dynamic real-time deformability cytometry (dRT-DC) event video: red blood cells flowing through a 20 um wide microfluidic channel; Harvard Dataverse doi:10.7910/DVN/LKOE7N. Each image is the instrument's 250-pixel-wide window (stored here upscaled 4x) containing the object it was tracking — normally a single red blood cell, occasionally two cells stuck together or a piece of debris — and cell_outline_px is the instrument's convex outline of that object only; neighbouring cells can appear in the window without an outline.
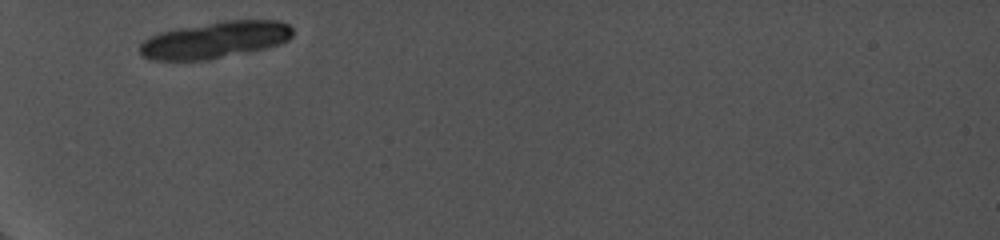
{"species": "common noctule bat (a hibernating species)", "species_latin": "Nyctalus noctula", "temperature_condition": "cold", "stored_images_in_passage": 1, "camera_frame_rate_fps": 5000, "um_per_image_px": 0.085, "animal": {"sex": "female", "body_mass_g": 19.0, "forearm_length_mm": 56.7}, "frame": {"image": 1, "passage_image": 1, "time_ms": 0.0, "image_size_px": [1000, 240], "cell_outline_px": [[292, 36], [288, 40], [280, 44], [248, 52], [208, 60], [152, 60], [144, 56], [140, 52], [140, 44], [148, 36], [160, 32], [176, 28], [224, 20], [280, 20], [288, 24], [292, 28]], "centroid_in_image_um": [18.28, 3.38], "position_along_channel_um": 66.7, "area_um2": 32.83}}